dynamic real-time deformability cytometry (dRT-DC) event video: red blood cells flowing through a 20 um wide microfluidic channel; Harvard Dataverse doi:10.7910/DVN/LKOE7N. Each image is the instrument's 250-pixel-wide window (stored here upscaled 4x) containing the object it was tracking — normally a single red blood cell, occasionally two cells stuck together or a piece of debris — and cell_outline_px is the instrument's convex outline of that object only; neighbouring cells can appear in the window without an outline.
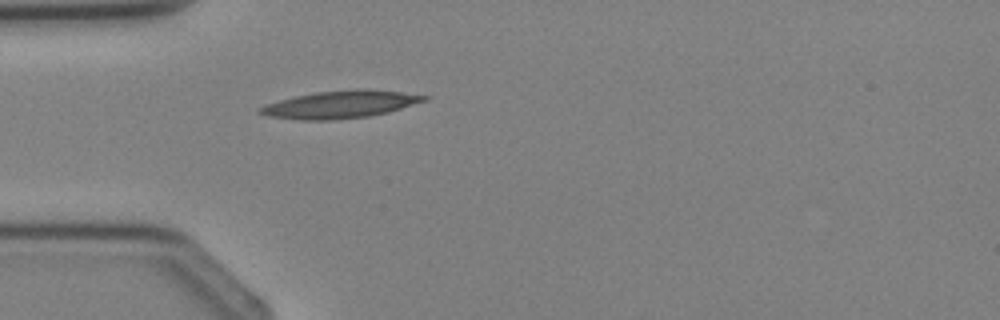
{"species": "Egyptian fruit bat (a non-hibernating species)", "species_latin": "Rousettus aegyptiacus", "temperature_condition": "cold", "stored_images_in_passage": 1, "camera_frame_rate_fps": 3000, "um_per_image_px": 0.085, "animal": {"sex": "female"}, "frame": {"image": 1, "passage_image": 1, "time_ms": 0.0, "image_size_px": [1000, 320], "cell_outline_px": [[428, 100], [388, 112], [368, 116], [332, 120], [300, 120], [268, 116], [256, 112], [260, 108], [268, 104], [280, 100], [296, 96], [316, 92], [360, 88], [364, 88], [400, 92], [428, 96]], "centroid_in_image_um": [28.94, 8.87], "position_along_channel_um": 56.1, "area_um2": 26.07}}